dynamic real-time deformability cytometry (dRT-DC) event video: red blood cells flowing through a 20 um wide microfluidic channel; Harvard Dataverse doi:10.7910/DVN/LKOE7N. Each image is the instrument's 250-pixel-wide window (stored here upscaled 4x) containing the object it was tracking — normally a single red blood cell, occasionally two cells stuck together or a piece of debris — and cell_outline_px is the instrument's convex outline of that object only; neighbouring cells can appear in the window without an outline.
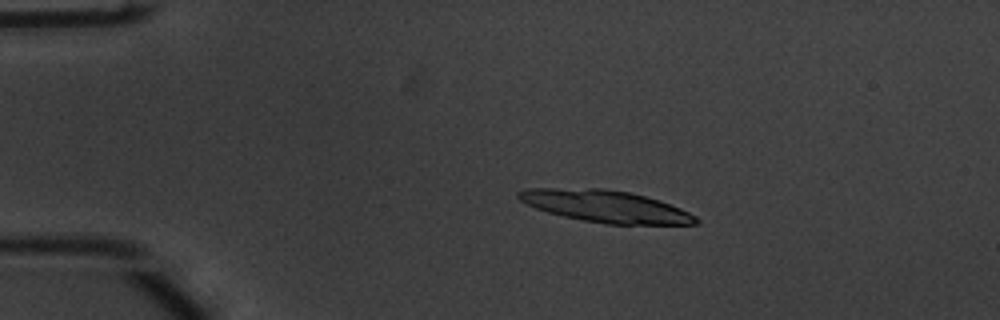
{"species": "common noctule bat (a hibernating species)", "species_latin": "Nyctalus noctula", "temperature_condition": "warm", "stored_images_in_passage": 44, "camera_frame_rate_fps": 3000, "um_per_image_px": 0.085, "animal": {"sex": "male", "body_mass_g": 20.1, "forearm_length_mm": 53.5}, "frame": {"image": 1, "passage_image": 1, "time_ms": 0.0, "image_size_px": [1000, 320], "cell_outline_px": [[700, 220], [696, 224], [608, 224], [584, 220], [564, 216], [548, 212], [536, 208], [520, 200], [516, 196], [516, 192], [528, 188], [604, 188], [628, 192], [660, 200], [680, 208], [696, 216]], "centroid_in_image_um": [51.47, 17.52], "position_along_channel_um": 33.5, "area_um2": 32.83}, "authors_computed_cell_mechanics": {"area_um2": 18.5538, "velocity_mm_per_s": 3.7462, "shape_relaxation_time_tau1_ms": 2.2554, "shape_relaxation_time_tau2_ms": null, "deformation_change_tau1": 0.1114, "deformation_change_tau2": null}}